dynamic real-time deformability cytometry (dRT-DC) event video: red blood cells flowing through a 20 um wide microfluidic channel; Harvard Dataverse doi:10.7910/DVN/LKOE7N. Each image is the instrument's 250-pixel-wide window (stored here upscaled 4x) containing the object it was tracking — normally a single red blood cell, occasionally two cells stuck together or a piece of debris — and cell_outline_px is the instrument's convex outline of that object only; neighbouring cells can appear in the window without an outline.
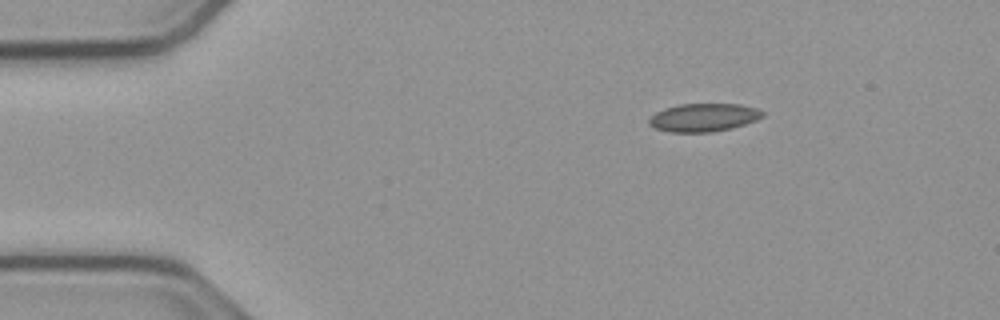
{"species": "common noctule bat (a hibernating species)", "species_latin": "Nyctalus noctula", "temperature_condition": "cold", "stored_images_in_passage": 46, "camera_frame_rate_fps": 3000, "um_per_image_px": 0.085, "animal": {"sex": "male", "body_mass_g": 23.1, "forearm_length_mm": 52.7}, "frame": {"image": 1, "passage_image": 1, "time_ms": 0.0, "image_size_px": [1000, 320], "cell_outline_px": [[764, 116], [756, 120], [732, 128], [712, 132], [672, 132], [656, 128], [648, 124], [648, 120], [656, 112], [664, 108], [680, 104], [740, 104], [756, 108], [764, 112]], "centroid_in_image_um": [59.81, 9.98], "position_along_channel_um": 25.2, "area_um2": 18.55}}
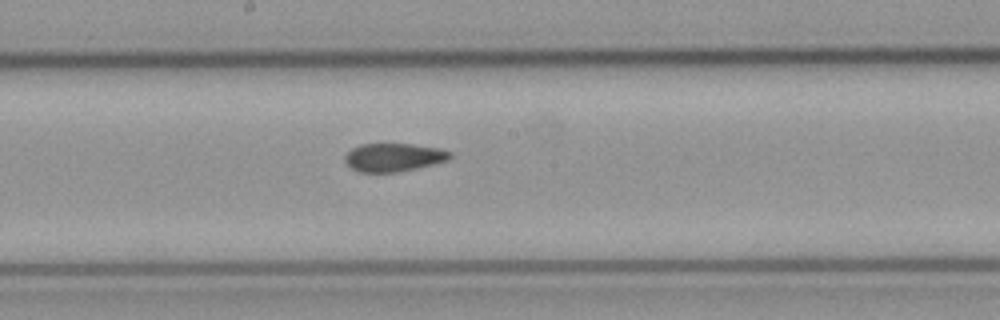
{"frame": {"image": 2, "passage_image": 21, "time_ms": 6.667, "image_size_px": [1000, 320], "cell_outline_px": [[452, 156], [448, 160], [416, 168], [396, 172], [360, 172], [352, 168], [344, 160], [344, 156], [352, 148], [360, 144], [412, 144], [440, 148], [452, 152]], "centroid_in_image_um": [33.47, 13.36], "position_along_channel_um": 214.7, "area_um2": 17.22}}
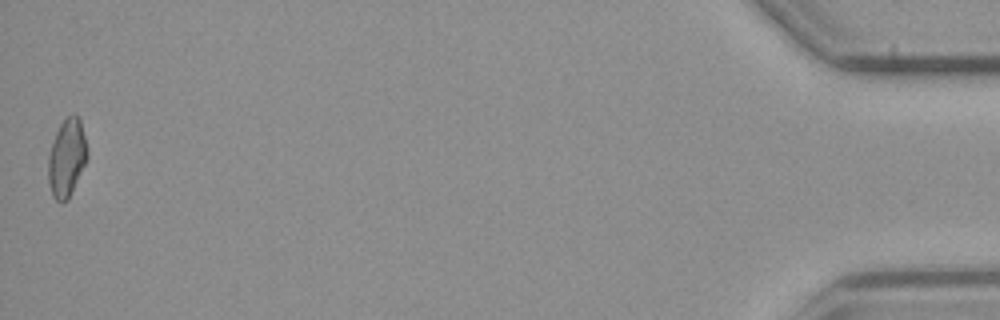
{"frame": {"image": 3, "passage_image": 46, "time_ms": 15.0, "image_size_px": [1000, 320], "cell_outline_px": [[88, 156], [68, 200], [60, 204], [52, 196], [48, 180], [48, 156], [56, 132], [60, 124], [72, 112], [76, 112], [80, 120], [88, 152]], "centroid_in_image_um": [5.67, 13.42], "position_along_channel_um": 429.5, "area_um2": 17.69}, "authors_computed_cell_mechanics": {"area_um2": 18.1203, "velocity_mm_per_s": 3.8179, "shape_relaxation_time_tau1_ms": null, "shape_relaxation_time_tau2_ms": 4.0509, "deformation_change_tau1": null, "deformation_change_tau2": 0.0812}}